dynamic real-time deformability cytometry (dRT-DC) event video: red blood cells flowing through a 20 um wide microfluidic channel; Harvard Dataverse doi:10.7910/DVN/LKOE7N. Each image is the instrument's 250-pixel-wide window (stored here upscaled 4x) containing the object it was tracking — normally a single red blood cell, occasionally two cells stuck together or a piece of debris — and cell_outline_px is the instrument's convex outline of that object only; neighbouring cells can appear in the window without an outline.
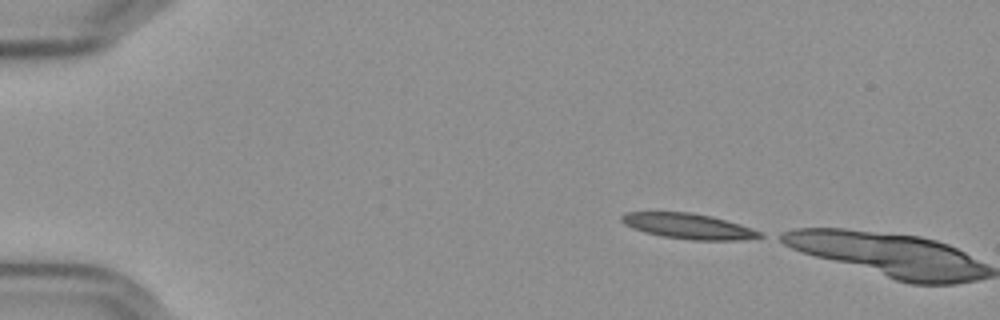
{"species": "Egyptian fruit bat (a non-hibernating species)", "species_latin": "Rousettus aegyptiacus", "temperature_condition": "cold", "stored_images_in_passage": 2, "camera_frame_rate_fps": 3000, "um_per_image_px": 0.085, "frame": {"image": 1, "passage_image": 1, "time_ms": 0.0, "image_size_px": [1000, 320], "cell_outline_px": [[764, 236], [744, 240], [692, 240], [660, 236], [644, 232], [632, 228], [624, 224], [620, 220], [620, 216], [624, 212], [688, 212], [712, 216], [740, 224], [764, 232]], "centroid_in_image_um": [58.52, 19.23], "position_along_channel_um": 26.5, "area_um2": 20.69}}